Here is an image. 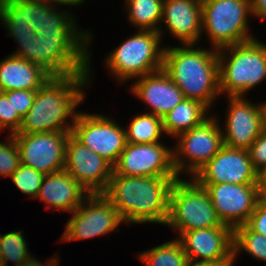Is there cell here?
I'll use <instances>...</instances> for the list:
<instances>
[{
  "label": "cell",
  "instance_id": "1",
  "mask_svg": "<svg viewBox=\"0 0 266 266\" xmlns=\"http://www.w3.org/2000/svg\"><path fill=\"white\" fill-rule=\"evenodd\" d=\"M90 54L89 52V74L51 77L36 91L30 110L23 117L19 131L14 134L72 130L78 114L76 108L83 102L86 95L83 92V87H87L92 76L90 73ZM69 117L71 123L70 121L67 122Z\"/></svg>",
  "mask_w": 266,
  "mask_h": 266
},
{
  "label": "cell",
  "instance_id": "2",
  "mask_svg": "<svg viewBox=\"0 0 266 266\" xmlns=\"http://www.w3.org/2000/svg\"><path fill=\"white\" fill-rule=\"evenodd\" d=\"M178 176L126 177L112 174L102 193L124 222L165 225L169 215V194Z\"/></svg>",
  "mask_w": 266,
  "mask_h": 266
},
{
  "label": "cell",
  "instance_id": "3",
  "mask_svg": "<svg viewBox=\"0 0 266 266\" xmlns=\"http://www.w3.org/2000/svg\"><path fill=\"white\" fill-rule=\"evenodd\" d=\"M194 44L164 46L163 67L186 99L197 100L208 109L220 96L218 50L194 48ZM210 107V108H209Z\"/></svg>",
  "mask_w": 266,
  "mask_h": 266
},
{
  "label": "cell",
  "instance_id": "4",
  "mask_svg": "<svg viewBox=\"0 0 266 266\" xmlns=\"http://www.w3.org/2000/svg\"><path fill=\"white\" fill-rule=\"evenodd\" d=\"M92 33L38 32L20 43L12 55L41 66L52 77L89 74L88 61Z\"/></svg>",
  "mask_w": 266,
  "mask_h": 266
},
{
  "label": "cell",
  "instance_id": "5",
  "mask_svg": "<svg viewBox=\"0 0 266 266\" xmlns=\"http://www.w3.org/2000/svg\"><path fill=\"white\" fill-rule=\"evenodd\" d=\"M218 60L220 94L227 97L244 96L266 78V44L258 39L218 49Z\"/></svg>",
  "mask_w": 266,
  "mask_h": 266
},
{
  "label": "cell",
  "instance_id": "6",
  "mask_svg": "<svg viewBox=\"0 0 266 266\" xmlns=\"http://www.w3.org/2000/svg\"><path fill=\"white\" fill-rule=\"evenodd\" d=\"M161 34L139 30L105 57L110 73L123 83L163 67L164 48H160Z\"/></svg>",
  "mask_w": 266,
  "mask_h": 266
},
{
  "label": "cell",
  "instance_id": "7",
  "mask_svg": "<svg viewBox=\"0 0 266 266\" xmlns=\"http://www.w3.org/2000/svg\"><path fill=\"white\" fill-rule=\"evenodd\" d=\"M166 226L178 231H193L220 227L218 218L207 191L194 178L191 181L178 177L169 194V215Z\"/></svg>",
  "mask_w": 266,
  "mask_h": 266
},
{
  "label": "cell",
  "instance_id": "8",
  "mask_svg": "<svg viewBox=\"0 0 266 266\" xmlns=\"http://www.w3.org/2000/svg\"><path fill=\"white\" fill-rule=\"evenodd\" d=\"M251 15V0H202V31L217 50L243 43L255 38L249 33Z\"/></svg>",
  "mask_w": 266,
  "mask_h": 266
},
{
  "label": "cell",
  "instance_id": "9",
  "mask_svg": "<svg viewBox=\"0 0 266 266\" xmlns=\"http://www.w3.org/2000/svg\"><path fill=\"white\" fill-rule=\"evenodd\" d=\"M218 120L210 115L200 125L176 137L177 144L172 152L173 167L178 177L186 171L192 178L220 151L224 143Z\"/></svg>",
  "mask_w": 266,
  "mask_h": 266
},
{
  "label": "cell",
  "instance_id": "10",
  "mask_svg": "<svg viewBox=\"0 0 266 266\" xmlns=\"http://www.w3.org/2000/svg\"><path fill=\"white\" fill-rule=\"evenodd\" d=\"M61 241H75L107 235L125 223L117 209L102 194H89L72 212Z\"/></svg>",
  "mask_w": 266,
  "mask_h": 266
},
{
  "label": "cell",
  "instance_id": "11",
  "mask_svg": "<svg viewBox=\"0 0 266 266\" xmlns=\"http://www.w3.org/2000/svg\"><path fill=\"white\" fill-rule=\"evenodd\" d=\"M71 134L112 166L116 164L127 144L125 129L100 114L78 111Z\"/></svg>",
  "mask_w": 266,
  "mask_h": 266
},
{
  "label": "cell",
  "instance_id": "12",
  "mask_svg": "<svg viewBox=\"0 0 266 266\" xmlns=\"http://www.w3.org/2000/svg\"><path fill=\"white\" fill-rule=\"evenodd\" d=\"M71 131L13 134L21 164L43 174L64 170L66 142Z\"/></svg>",
  "mask_w": 266,
  "mask_h": 266
},
{
  "label": "cell",
  "instance_id": "13",
  "mask_svg": "<svg viewBox=\"0 0 266 266\" xmlns=\"http://www.w3.org/2000/svg\"><path fill=\"white\" fill-rule=\"evenodd\" d=\"M113 174L126 177L178 176L173 167L172 149L163 143H127Z\"/></svg>",
  "mask_w": 266,
  "mask_h": 266
},
{
  "label": "cell",
  "instance_id": "14",
  "mask_svg": "<svg viewBox=\"0 0 266 266\" xmlns=\"http://www.w3.org/2000/svg\"><path fill=\"white\" fill-rule=\"evenodd\" d=\"M207 191L220 221L232 229L245 225L254 212L257 184H200Z\"/></svg>",
  "mask_w": 266,
  "mask_h": 266
},
{
  "label": "cell",
  "instance_id": "15",
  "mask_svg": "<svg viewBox=\"0 0 266 266\" xmlns=\"http://www.w3.org/2000/svg\"><path fill=\"white\" fill-rule=\"evenodd\" d=\"M64 170L90 194L103 193L113 174V166L69 133Z\"/></svg>",
  "mask_w": 266,
  "mask_h": 266
},
{
  "label": "cell",
  "instance_id": "16",
  "mask_svg": "<svg viewBox=\"0 0 266 266\" xmlns=\"http://www.w3.org/2000/svg\"><path fill=\"white\" fill-rule=\"evenodd\" d=\"M192 178L199 184H257L258 172L247 149L223 145Z\"/></svg>",
  "mask_w": 266,
  "mask_h": 266
},
{
  "label": "cell",
  "instance_id": "17",
  "mask_svg": "<svg viewBox=\"0 0 266 266\" xmlns=\"http://www.w3.org/2000/svg\"><path fill=\"white\" fill-rule=\"evenodd\" d=\"M228 98L223 143L228 147L248 150L264 129L262 104L251 103L244 96Z\"/></svg>",
  "mask_w": 266,
  "mask_h": 266
},
{
  "label": "cell",
  "instance_id": "18",
  "mask_svg": "<svg viewBox=\"0 0 266 266\" xmlns=\"http://www.w3.org/2000/svg\"><path fill=\"white\" fill-rule=\"evenodd\" d=\"M177 239L189 264L219 261L233 254V229L225 224L183 232Z\"/></svg>",
  "mask_w": 266,
  "mask_h": 266
},
{
  "label": "cell",
  "instance_id": "19",
  "mask_svg": "<svg viewBox=\"0 0 266 266\" xmlns=\"http://www.w3.org/2000/svg\"><path fill=\"white\" fill-rule=\"evenodd\" d=\"M131 92L150 106L152 113L163 118L185 99L180 88L160 69L137 78Z\"/></svg>",
  "mask_w": 266,
  "mask_h": 266
},
{
  "label": "cell",
  "instance_id": "20",
  "mask_svg": "<svg viewBox=\"0 0 266 266\" xmlns=\"http://www.w3.org/2000/svg\"><path fill=\"white\" fill-rule=\"evenodd\" d=\"M181 45L196 44L202 36V0H164L161 23Z\"/></svg>",
  "mask_w": 266,
  "mask_h": 266
},
{
  "label": "cell",
  "instance_id": "21",
  "mask_svg": "<svg viewBox=\"0 0 266 266\" xmlns=\"http://www.w3.org/2000/svg\"><path fill=\"white\" fill-rule=\"evenodd\" d=\"M90 193L65 170L46 174L36 199L48 209L73 212Z\"/></svg>",
  "mask_w": 266,
  "mask_h": 266
},
{
  "label": "cell",
  "instance_id": "22",
  "mask_svg": "<svg viewBox=\"0 0 266 266\" xmlns=\"http://www.w3.org/2000/svg\"><path fill=\"white\" fill-rule=\"evenodd\" d=\"M40 20L41 0H15L3 3L2 24L18 45L28 42L40 32Z\"/></svg>",
  "mask_w": 266,
  "mask_h": 266
},
{
  "label": "cell",
  "instance_id": "23",
  "mask_svg": "<svg viewBox=\"0 0 266 266\" xmlns=\"http://www.w3.org/2000/svg\"><path fill=\"white\" fill-rule=\"evenodd\" d=\"M52 76L41 66L9 55L0 62V91L38 90Z\"/></svg>",
  "mask_w": 266,
  "mask_h": 266
},
{
  "label": "cell",
  "instance_id": "24",
  "mask_svg": "<svg viewBox=\"0 0 266 266\" xmlns=\"http://www.w3.org/2000/svg\"><path fill=\"white\" fill-rule=\"evenodd\" d=\"M208 111L209 109L201 102L185 98L162 118L165 134L176 138L200 125L209 117Z\"/></svg>",
  "mask_w": 266,
  "mask_h": 266
},
{
  "label": "cell",
  "instance_id": "25",
  "mask_svg": "<svg viewBox=\"0 0 266 266\" xmlns=\"http://www.w3.org/2000/svg\"><path fill=\"white\" fill-rule=\"evenodd\" d=\"M164 0H125L128 10V20L139 30L156 31L161 34L159 27L162 19Z\"/></svg>",
  "mask_w": 266,
  "mask_h": 266
},
{
  "label": "cell",
  "instance_id": "26",
  "mask_svg": "<svg viewBox=\"0 0 266 266\" xmlns=\"http://www.w3.org/2000/svg\"><path fill=\"white\" fill-rule=\"evenodd\" d=\"M127 143H158L163 135V119L152 113L136 115L125 129Z\"/></svg>",
  "mask_w": 266,
  "mask_h": 266
},
{
  "label": "cell",
  "instance_id": "27",
  "mask_svg": "<svg viewBox=\"0 0 266 266\" xmlns=\"http://www.w3.org/2000/svg\"><path fill=\"white\" fill-rule=\"evenodd\" d=\"M138 257L145 266H189L185 251L177 238L151 248Z\"/></svg>",
  "mask_w": 266,
  "mask_h": 266
},
{
  "label": "cell",
  "instance_id": "28",
  "mask_svg": "<svg viewBox=\"0 0 266 266\" xmlns=\"http://www.w3.org/2000/svg\"><path fill=\"white\" fill-rule=\"evenodd\" d=\"M246 251L259 261L266 262V237L252 231L246 224L233 229V255Z\"/></svg>",
  "mask_w": 266,
  "mask_h": 266
},
{
  "label": "cell",
  "instance_id": "29",
  "mask_svg": "<svg viewBox=\"0 0 266 266\" xmlns=\"http://www.w3.org/2000/svg\"><path fill=\"white\" fill-rule=\"evenodd\" d=\"M68 12L57 11L54 6L41 0L40 32H81L78 31L75 17Z\"/></svg>",
  "mask_w": 266,
  "mask_h": 266
},
{
  "label": "cell",
  "instance_id": "30",
  "mask_svg": "<svg viewBox=\"0 0 266 266\" xmlns=\"http://www.w3.org/2000/svg\"><path fill=\"white\" fill-rule=\"evenodd\" d=\"M22 233L23 231L19 230L2 235L1 266H8V262L13 263V266H18L33 257L30 251L28 252V244Z\"/></svg>",
  "mask_w": 266,
  "mask_h": 266
},
{
  "label": "cell",
  "instance_id": "31",
  "mask_svg": "<svg viewBox=\"0 0 266 266\" xmlns=\"http://www.w3.org/2000/svg\"><path fill=\"white\" fill-rule=\"evenodd\" d=\"M45 174L36 171L32 167L20 164L12 173L13 184L24 194L37 198Z\"/></svg>",
  "mask_w": 266,
  "mask_h": 266
},
{
  "label": "cell",
  "instance_id": "32",
  "mask_svg": "<svg viewBox=\"0 0 266 266\" xmlns=\"http://www.w3.org/2000/svg\"><path fill=\"white\" fill-rule=\"evenodd\" d=\"M5 142H0V175L4 177H11L12 173L21 164L20 152L18 145L9 133Z\"/></svg>",
  "mask_w": 266,
  "mask_h": 266
},
{
  "label": "cell",
  "instance_id": "33",
  "mask_svg": "<svg viewBox=\"0 0 266 266\" xmlns=\"http://www.w3.org/2000/svg\"><path fill=\"white\" fill-rule=\"evenodd\" d=\"M22 119L17 112H14L11 98H7V95L0 91V130L9 128L10 134L17 133Z\"/></svg>",
  "mask_w": 266,
  "mask_h": 266
},
{
  "label": "cell",
  "instance_id": "34",
  "mask_svg": "<svg viewBox=\"0 0 266 266\" xmlns=\"http://www.w3.org/2000/svg\"><path fill=\"white\" fill-rule=\"evenodd\" d=\"M37 90H9L4 92L7 98H11L14 112H17L22 118L30 110Z\"/></svg>",
  "mask_w": 266,
  "mask_h": 266
},
{
  "label": "cell",
  "instance_id": "35",
  "mask_svg": "<svg viewBox=\"0 0 266 266\" xmlns=\"http://www.w3.org/2000/svg\"><path fill=\"white\" fill-rule=\"evenodd\" d=\"M248 151L253 167L258 173L266 168V129H263Z\"/></svg>",
  "mask_w": 266,
  "mask_h": 266
},
{
  "label": "cell",
  "instance_id": "36",
  "mask_svg": "<svg viewBox=\"0 0 266 266\" xmlns=\"http://www.w3.org/2000/svg\"><path fill=\"white\" fill-rule=\"evenodd\" d=\"M246 225L252 231L266 237V199H258L255 210L250 215Z\"/></svg>",
  "mask_w": 266,
  "mask_h": 266
},
{
  "label": "cell",
  "instance_id": "37",
  "mask_svg": "<svg viewBox=\"0 0 266 266\" xmlns=\"http://www.w3.org/2000/svg\"><path fill=\"white\" fill-rule=\"evenodd\" d=\"M252 16L266 20V0H251Z\"/></svg>",
  "mask_w": 266,
  "mask_h": 266
},
{
  "label": "cell",
  "instance_id": "38",
  "mask_svg": "<svg viewBox=\"0 0 266 266\" xmlns=\"http://www.w3.org/2000/svg\"><path fill=\"white\" fill-rule=\"evenodd\" d=\"M45 264L37 261V259L35 257H32L28 261L23 262L22 264H20L18 266H58L59 265L58 256L56 255L53 258L47 260V262Z\"/></svg>",
  "mask_w": 266,
  "mask_h": 266
},
{
  "label": "cell",
  "instance_id": "39",
  "mask_svg": "<svg viewBox=\"0 0 266 266\" xmlns=\"http://www.w3.org/2000/svg\"><path fill=\"white\" fill-rule=\"evenodd\" d=\"M258 196L261 199H266V168L258 173Z\"/></svg>",
  "mask_w": 266,
  "mask_h": 266
},
{
  "label": "cell",
  "instance_id": "40",
  "mask_svg": "<svg viewBox=\"0 0 266 266\" xmlns=\"http://www.w3.org/2000/svg\"><path fill=\"white\" fill-rule=\"evenodd\" d=\"M236 257L232 254L229 258L222 259L214 262L200 263V264H189V266H233V262Z\"/></svg>",
  "mask_w": 266,
  "mask_h": 266
},
{
  "label": "cell",
  "instance_id": "41",
  "mask_svg": "<svg viewBox=\"0 0 266 266\" xmlns=\"http://www.w3.org/2000/svg\"><path fill=\"white\" fill-rule=\"evenodd\" d=\"M52 5V3H56L57 5H68L70 7L77 6L85 2V0H44Z\"/></svg>",
  "mask_w": 266,
  "mask_h": 266
},
{
  "label": "cell",
  "instance_id": "42",
  "mask_svg": "<svg viewBox=\"0 0 266 266\" xmlns=\"http://www.w3.org/2000/svg\"><path fill=\"white\" fill-rule=\"evenodd\" d=\"M262 109L264 114V129H266V102L262 103Z\"/></svg>",
  "mask_w": 266,
  "mask_h": 266
},
{
  "label": "cell",
  "instance_id": "43",
  "mask_svg": "<svg viewBox=\"0 0 266 266\" xmlns=\"http://www.w3.org/2000/svg\"><path fill=\"white\" fill-rule=\"evenodd\" d=\"M3 0H0V20L2 19Z\"/></svg>",
  "mask_w": 266,
  "mask_h": 266
},
{
  "label": "cell",
  "instance_id": "44",
  "mask_svg": "<svg viewBox=\"0 0 266 266\" xmlns=\"http://www.w3.org/2000/svg\"><path fill=\"white\" fill-rule=\"evenodd\" d=\"M1 238H2V235L0 234V266H1V263H2Z\"/></svg>",
  "mask_w": 266,
  "mask_h": 266
},
{
  "label": "cell",
  "instance_id": "45",
  "mask_svg": "<svg viewBox=\"0 0 266 266\" xmlns=\"http://www.w3.org/2000/svg\"><path fill=\"white\" fill-rule=\"evenodd\" d=\"M11 1H15V0H3V3L4 2H11Z\"/></svg>",
  "mask_w": 266,
  "mask_h": 266
}]
</instances>
